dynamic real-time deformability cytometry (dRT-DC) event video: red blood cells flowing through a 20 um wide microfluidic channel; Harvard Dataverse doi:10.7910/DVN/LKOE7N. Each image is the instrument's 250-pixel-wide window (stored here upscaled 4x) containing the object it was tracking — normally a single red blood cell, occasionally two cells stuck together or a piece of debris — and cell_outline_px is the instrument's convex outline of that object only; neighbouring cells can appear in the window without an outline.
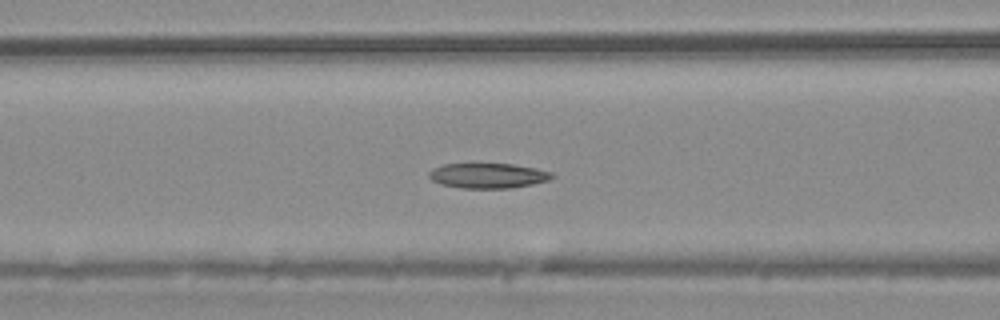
{"species": "common noctule bat (a hibernating species)", "species_latin": "Nyctalus noctula", "temperature_condition": "warm", "stored_images_in_passage": 40, "camera_frame_rate_fps": 3000, "um_per_image_px": 0.085, "animal": {"sex": "male", "body_mass_g": 20.4}, "frame": {"image": 1, "passage_image": 8, "time_ms": 2.333, "image_size_px": [1000, 320], "cell_outline_px": [[556, 176], [548, 180], [532, 184], [512, 188], [460, 188], [440, 184], [432, 180], [428, 176], [428, 172], [432, 168], [444, 164], [512, 164], [536, 168], [552, 172]], "centroid_in_image_um": [41.47, 14.93], "position_along_channel_um": 125.1, "area_um2": 18.03}}
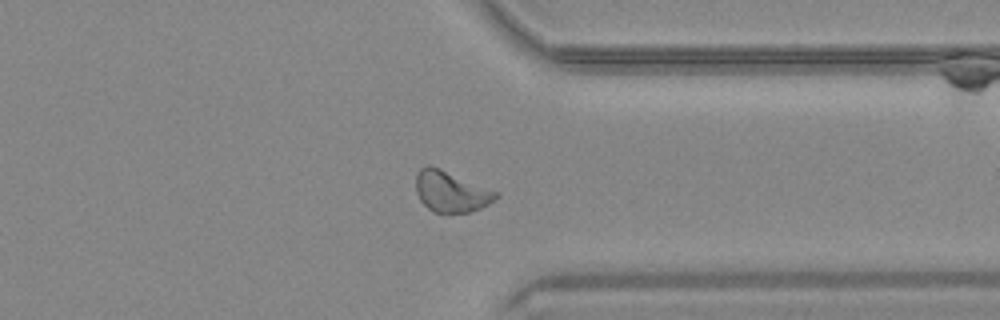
{"frame": {"image": 2, "passage_image": 28, "time_ms": 9.0, "image_size_px": [1000, 320], "cell_outline_px": [[500, 196], [488, 204], [480, 208], [468, 212], [432, 212], [420, 200], [416, 192], [416, 172], [420, 168], [428, 164], [432, 164], [500, 192]], "centroid_in_image_um": [38.33, 16.24], "position_along_channel_um": 373.1, "area_um2": 19.42}}
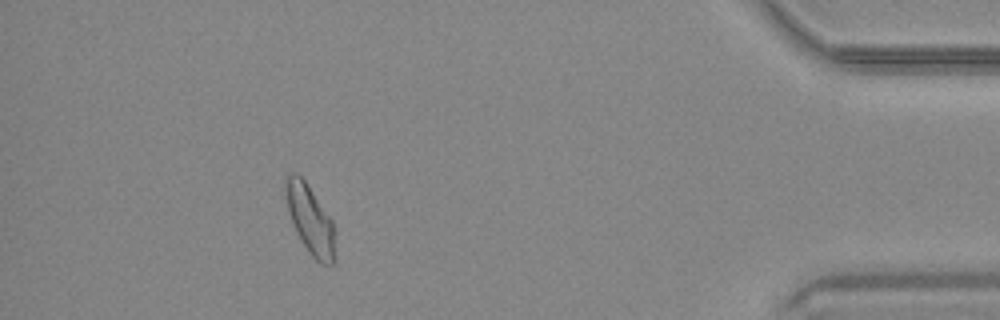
{"frame": {"image": 3, "passage_image": 35, "time_ms": 11.333, "image_size_px": [1000, 320], "cell_outline_px": [[332, 264], [320, 264], [308, 252], [296, 232], [292, 224], [288, 208], [284, 188], [284, 176], [292, 172], [296, 172], [304, 180], [332, 220]], "centroid_in_image_um": [26.28, 18.58], "position_along_channel_um": 408.9, "area_um2": 19.13}, "authors_computed_cell_mechanics": {"area_um2": 18.7561, "velocity_mm_per_s": 3.7467, "shape_relaxation_time_tau1_ms": null, "shape_relaxation_time_tau2_ms": 4.3889, "deformation_change_tau1": null, "deformation_change_tau2": 0.1015}}